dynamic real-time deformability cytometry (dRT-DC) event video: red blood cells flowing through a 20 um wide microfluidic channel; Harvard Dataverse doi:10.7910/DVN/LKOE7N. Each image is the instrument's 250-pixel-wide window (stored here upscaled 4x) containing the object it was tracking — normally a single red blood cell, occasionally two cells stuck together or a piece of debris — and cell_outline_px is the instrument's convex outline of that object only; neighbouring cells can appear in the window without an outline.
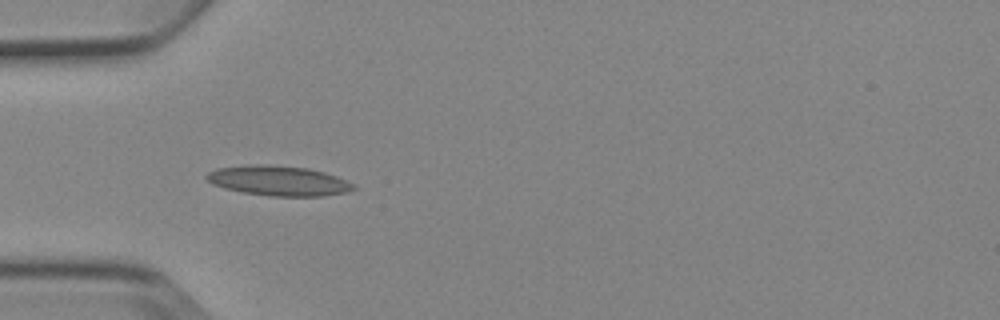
{"species": "Egyptian fruit bat (a non-hibernating species)", "species_latin": "Rousettus aegyptiacus", "temperature_condition": "cold", "stored_images_in_passage": 6, "camera_frame_rate_fps": 3000, "um_per_image_px": 0.085, "animal": {"sex": "female"}, "frame": {"image": 1, "passage_image": 5, "time_ms": 4.667, "image_size_px": [1000, 320], "cell_outline_px": [[356, 188], [348, 192], [324, 196], [268, 196], [244, 192], [224, 188], [212, 184], [204, 176], [208, 172], [216, 168], [256, 164], [268, 164], [308, 168], [324, 172], [336, 176], [352, 184]], "centroid_in_image_um": [23.65, 15.36], "position_along_channel_um": 61.3, "area_um2": 25.61}}
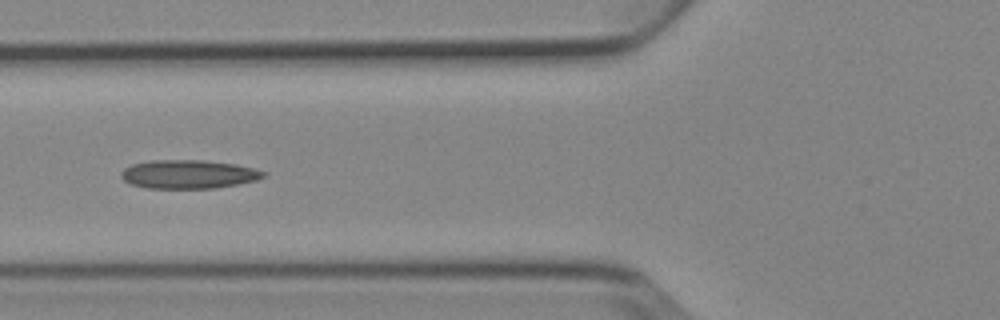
{"frame": {"image": 2, "passage_image": 6, "time_ms": 6.0, "image_size_px": [1000, 320], "cell_outline_px": [[268, 172], [264, 176], [256, 180], [216, 188], [148, 188], [132, 184], [124, 180], [120, 176], [120, 172], [124, 168], [132, 164], [152, 160], [204, 160], [236, 164]], "centroid_in_image_um": [16.01, 14.8], "position_along_channel_um": 109.8, "area_um2": 23.7}}